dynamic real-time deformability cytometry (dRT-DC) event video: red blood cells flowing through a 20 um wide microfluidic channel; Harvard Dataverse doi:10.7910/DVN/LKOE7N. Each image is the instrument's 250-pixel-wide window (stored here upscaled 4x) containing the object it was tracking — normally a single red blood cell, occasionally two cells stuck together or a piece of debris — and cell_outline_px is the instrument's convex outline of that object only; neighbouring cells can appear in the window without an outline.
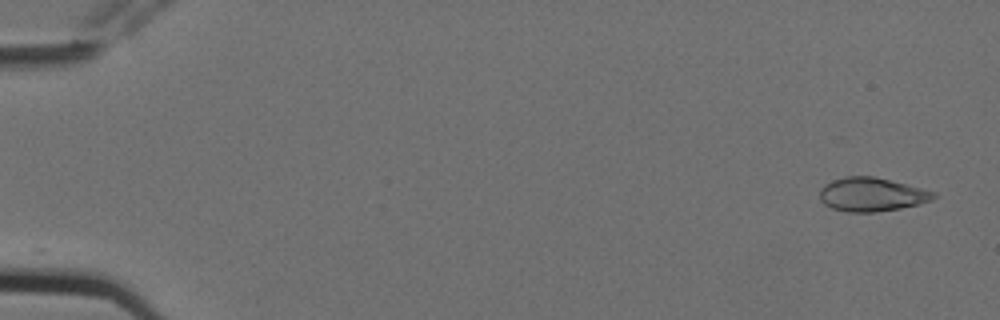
{"species": "Egyptian fruit bat (a non-hibernating species)", "species_latin": "Rousettus aegyptiacus", "temperature_condition": "cold", "stored_images_in_passage": 6, "camera_frame_rate_fps": 3000, "um_per_image_px": 0.085, "animal": {"sex": "female"}, "frame": {"image": 1, "passage_image": 1, "time_ms": 0.0, "image_size_px": [1000, 320], "cell_outline_px": [[936, 196], [932, 200], [900, 208], [876, 212], [848, 212], [832, 208], [824, 204], [820, 200], [820, 192], [824, 184], [832, 180], [844, 176], [872, 176], [936, 192]], "centroid_in_image_um": [74.05, 16.53], "position_along_channel_um": 10.9, "area_um2": 22.14}}